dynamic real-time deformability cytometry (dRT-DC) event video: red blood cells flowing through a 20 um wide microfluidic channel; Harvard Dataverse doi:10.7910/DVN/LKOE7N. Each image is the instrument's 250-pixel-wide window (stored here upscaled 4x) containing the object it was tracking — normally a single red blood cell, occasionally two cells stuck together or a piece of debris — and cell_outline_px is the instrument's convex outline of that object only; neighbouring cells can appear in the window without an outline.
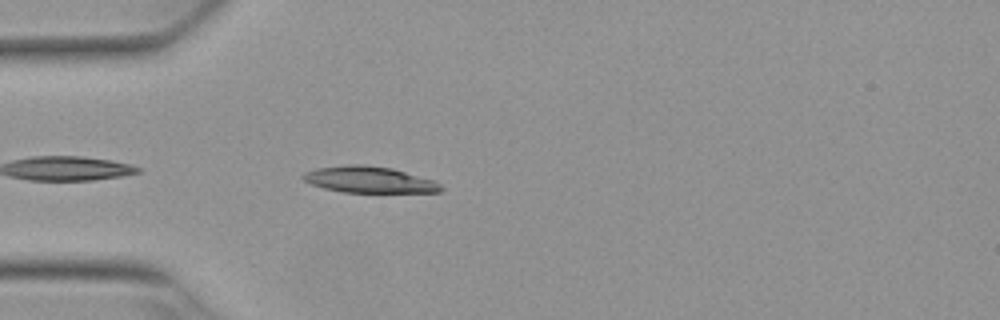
{"species": "Egyptian fruit bat (a non-hibernating species)", "species_latin": "Rousettus aegyptiacus", "temperature_condition": "warm", "stored_images_in_passage": 7, "camera_frame_rate_fps": 3000, "um_per_image_px": 0.085, "animal": {"sex": "female"}, "frame": {"image": 1, "passage_image": 3, "time_ms": 0.667, "image_size_px": [1000, 320], "cell_outline_px": [[444, 188], [440, 192], [344, 192], [324, 188], [312, 184], [304, 180], [300, 176], [304, 172], [316, 168], [348, 164], [364, 164], [392, 168], [432, 180], [440, 184]], "centroid_in_image_um": [31.35, 15.26], "position_along_channel_um": 53.7, "area_um2": 21.04}}